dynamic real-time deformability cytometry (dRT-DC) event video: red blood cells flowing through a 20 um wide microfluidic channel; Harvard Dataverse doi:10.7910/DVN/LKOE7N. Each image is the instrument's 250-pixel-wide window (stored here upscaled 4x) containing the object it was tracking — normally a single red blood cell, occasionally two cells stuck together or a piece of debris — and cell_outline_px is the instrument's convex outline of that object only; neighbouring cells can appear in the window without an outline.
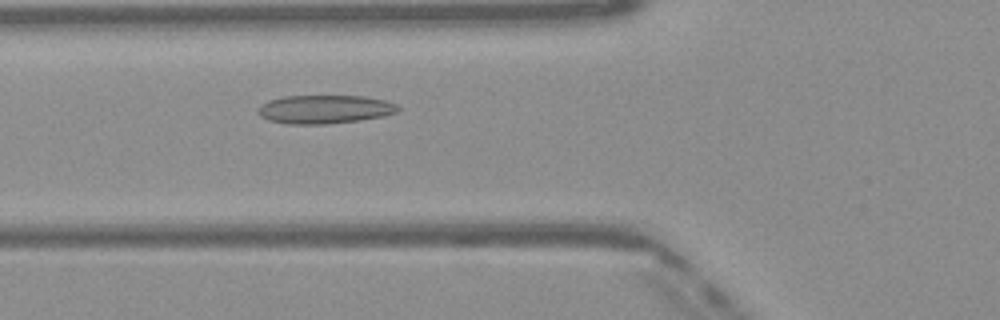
{"species": "Egyptian fruit bat (a non-hibernating species)", "species_latin": "Rousettus aegyptiacus", "temperature_condition": "warm", "stored_images_in_passage": 36, "camera_frame_rate_fps": 3000, "um_per_image_px": 0.085, "frame": {"image": 1, "passage_image": 5, "time_ms": 1.333, "image_size_px": [1000, 320], "cell_outline_px": [[400, 112], [384, 116], [360, 120], [328, 124], [288, 124], [268, 120], [260, 116], [260, 104], [268, 100], [284, 96], [364, 96], [384, 100], [396, 104], [400, 108]], "centroid_in_image_um": [27.63, 9.29], "position_along_channel_um": 98.2, "area_um2": 23.35}}
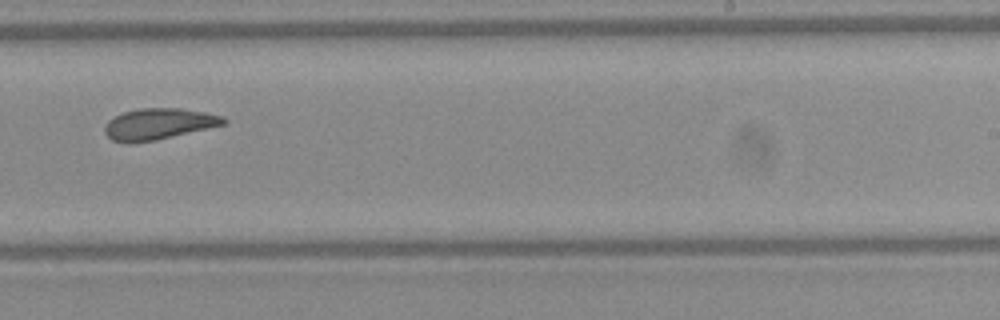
{"frame": {"image": 2, "passage_image": 18, "time_ms": 5.667, "image_size_px": [1000, 320], "cell_outline_px": [[228, 120], [224, 124], [208, 128], [156, 140], [128, 144], [112, 140], [104, 132], [104, 128], [108, 120], [124, 112], [136, 108], [180, 108], [204, 112], [224, 116]], "centroid_in_image_um": [13.46, 10.54], "position_along_channel_um": 275.5, "area_um2": 21.62}}
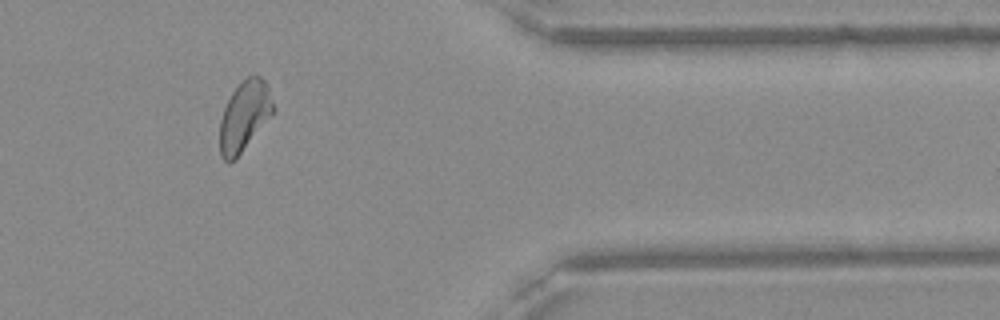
{"frame": {"image": 3, "passage_image": 28, "time_ms": 9.0, "image_size_px": [1000, 320], "cell_outline_px": [[276, 108], [272, 116], [240, 152], [228, 164], [220, 156], [220, 120], [224, 108], [232, 92], [248, 76], [256, 72], [268, 84]], "centroid_in_image_um": [20.81, 9.81], "position_along_channel_um": 390.6, "area_um2": 21.79}, "authors_computed_cell_mechanics": {"area_um2": 22.0218, "velocity_mm_per_s": 4.0891, "shape_relaxation_time_tau1_ms": null, "shape_relaxation_time_tau2_ms": 3.403, "deformation_change_tau1": null, "deformation_change_tau2": 0.0996}}